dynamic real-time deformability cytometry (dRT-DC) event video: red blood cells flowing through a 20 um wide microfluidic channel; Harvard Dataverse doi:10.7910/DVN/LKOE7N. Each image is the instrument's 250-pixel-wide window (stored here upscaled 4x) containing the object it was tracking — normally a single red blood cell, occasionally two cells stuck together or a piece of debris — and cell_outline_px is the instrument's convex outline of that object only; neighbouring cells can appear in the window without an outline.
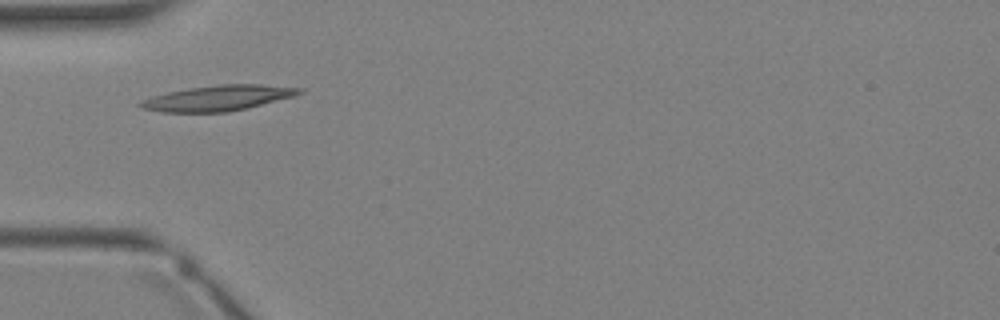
{"species": "Egyptian fruit bat (a non-hibernating species)", "species_latin": "Rousettus aegyptiacus", "temperature_condition": "warm", "stored_images_in_passage": 1, "camera_frame_rate_fps": 3000, "um_per_image_px": 0.085, "animal": {"sex": "female"}, "frame": {"image": 1, "passage_image": 1, "time_ms": 0.0, "image_size_px": [1000, 320], "cell_outline_px": [[304, 92], [296, 96], [248, 108], [228, 112], [164, 112], [140, 108], [136, 104], [140, 100], [152, 96], [168, 92], [192, 88], [220, 84], [260, 84], [304, 88]], "centroid_in_image_um": [18.56, 8.34], "position_along_channel_um": 66.4, "area_um2": 23.7}}